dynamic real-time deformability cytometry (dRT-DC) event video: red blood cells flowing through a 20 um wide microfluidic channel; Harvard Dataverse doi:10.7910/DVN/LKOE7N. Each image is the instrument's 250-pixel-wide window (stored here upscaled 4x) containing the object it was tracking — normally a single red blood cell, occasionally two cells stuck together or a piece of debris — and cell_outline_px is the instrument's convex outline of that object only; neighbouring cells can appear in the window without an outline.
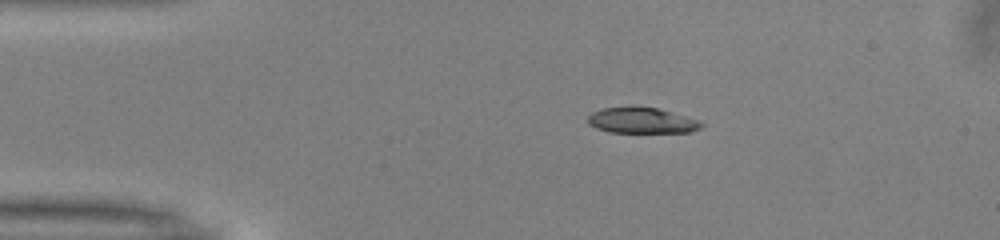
{"species": "common noctule bat (a hibernating species)", "species_latin": "Nyctalus noctula", "temperature_condition": "warm", "stored_images_in_passage": 50, "camera_frame_rate_fps": 3000, "um_per_image_px": 0.085, "animal": {"sex": "male", "body_mass_g": 13.0, "forearm_length_mm": 53.1}, "frame": {"image": 1, "passage_image": 9, "time_ms": 2.667, "image_size_px": [1000, 240], "cell_outline_px": [[704, 124], [700, 128], [692, 132], [608, 132], [596, 128], [588, 124], [588, 116], [592, 112], [600, 108], [632, 104], [656, 108], [700, 120]], "centroid_in_image_um": [54.5, 10.21], "position_along_channel_um": 30.5, "area_um2": 17.51}}
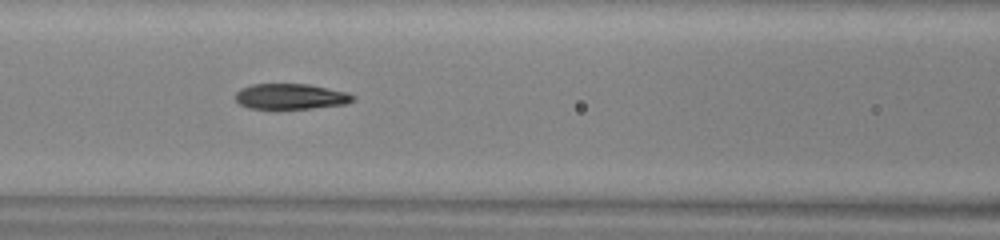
{"frame": {"image": 2, "passage_image": 21, "time_ms": 6.667, "image_size_px": [1000, 240], "cell_outline_px": [[356, 100], [348, 104], [312, 108], [248, 108], [240, 104], [236, 100], [236, 92], [240, 88], [252, 84], [308, 84], [348, 92], [356, 96]], "centroid_in_image_um": [24.76, 8.19], "position_along_channel_um": 141.8, "area_um2": 17.57}}
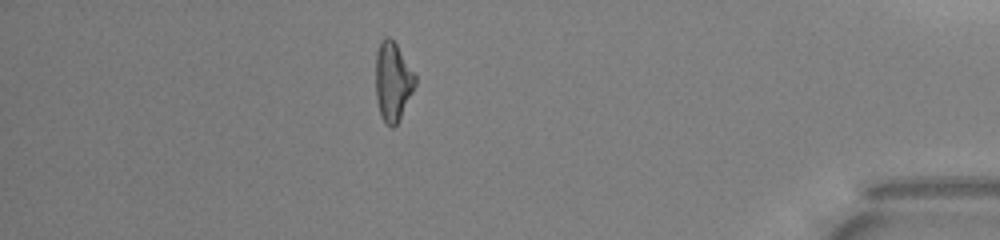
{"frame": {"image": 3, "passage_image": 44, "time_ms": 14.333, "image_size_px": [1000, 240], "cell_outline_px": [[416, 84], [396, 124], [392, 128], [380, 116], [376, 100], [376, 52], [380, 40], [384, 36], [388, 36], [396, 44], [416, 76]], "centroid_in_image_um": [33.36, 6.89], "position_along_channel_um": 401.8, "area_um2": 17.92}, "authors_computed_cell_mechanics": {"area_um2": 18.3226, "velocity_mm_per_s": 4.0003, "shape_relaxation_time_tau1_ms": 4.3527, "shape_relaxation_time_tau2_ms": 2.4885, "deformation_change_tau1": 0.1702, "deformation_change_tau2": 0.1114}}